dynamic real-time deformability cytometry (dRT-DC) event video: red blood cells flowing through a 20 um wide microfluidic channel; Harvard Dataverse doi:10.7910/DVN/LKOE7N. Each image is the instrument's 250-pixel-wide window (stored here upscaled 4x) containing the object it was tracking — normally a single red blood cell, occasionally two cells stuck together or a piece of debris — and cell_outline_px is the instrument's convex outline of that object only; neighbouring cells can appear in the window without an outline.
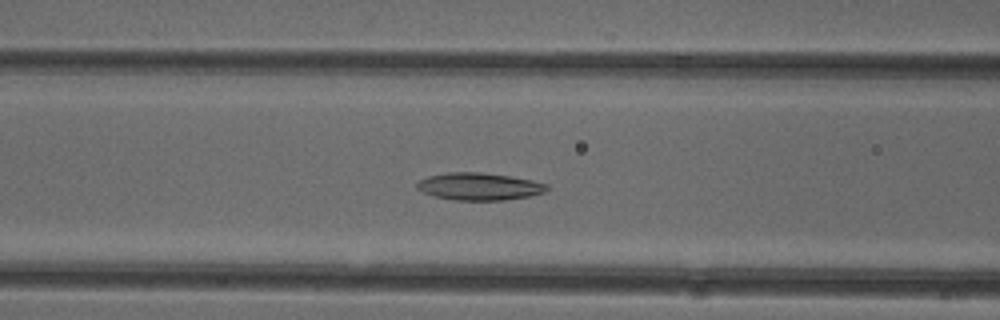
{"species": "common noctule bat (a hibernating species)", "species_latin": "Nyctalus noctula", "temperature_condition": "cold", "stored_images_in_passage": 51, "camera_frame_rate_fps": 3000, "um_per_image_px": 0.085, "animal": {"sex": "female"}, "frame": {"image": 1, "passage_image": 20, "time_ms": 6.333, "image_size_px": [1000, 320], "cell_outline_px": [[548, 188], [544, 192], [528, 196], [504, 200], [456, 200], [436, 196], [424, 192], [416, 188], [416, 184], [420, 180], [428, 176], [448, 172], [480, 172], [508, 176], [532, 180], [548, 184]], "centroid_in_image_um": [40.73, 15.84], "position_along_channel_um": 125.9, "area_um2": 20.46}}
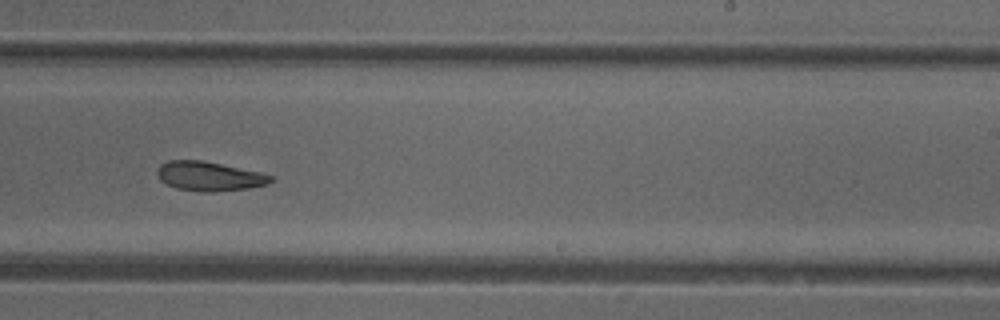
{"frame": {"image": 2, "passage_image": 31, "time_ms": 10.0, "image_size_px": [1000, 320], "cell_outline_px": [[272, 180], [268, 184], [248, 188], [212, 192], [200, 192], [176, 188], [160, 180], [156, 172], [160, 164], [168, 160], [204, 160], [260, 172], [272, 176]], "centroid_in_image_um": [17.76, 14.97], "position_along_channel_um": 271.2, "area_um2": 19.42}}
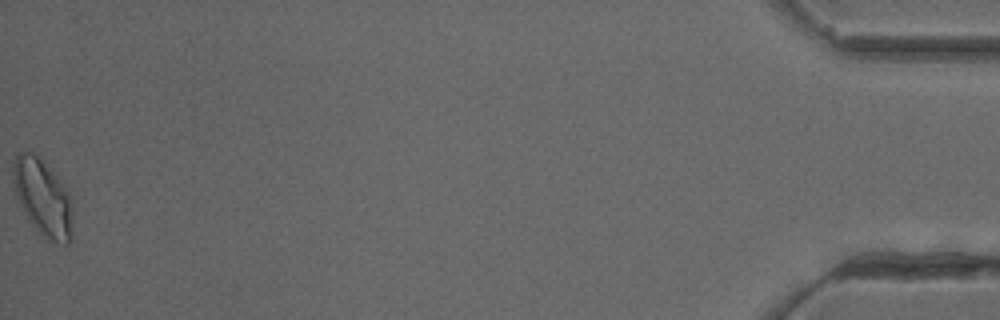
{"frame": {"image": 3, "passage_image": 51, "time_ms": 16.667, "image_size_px": [1000, 320], "cell_outline_px": [[72, 240], [68, 244], [60, 244], [48, 240], [28, 220], [20, 204], [12, 180], [12, 164], [16, 156], [20, 152], [32, 152], [40, 156], [68, 188], [72, 196]], "centroid_in_image_um": [3.68, 16.78], "position_along_channel_um": 431.5, "area_um2": 27.17}, "authors_computed_cell_mechanics": {"area_um2": 21.1548, "velocity_mm_per_s": 3.9639, "shape_relaxation_time_tau1_ms": null, "shape_relaxation_time_tau2_ms": 3.177, "deformation_change_tau1": null, "deformation_change_tau2": 0.099}}